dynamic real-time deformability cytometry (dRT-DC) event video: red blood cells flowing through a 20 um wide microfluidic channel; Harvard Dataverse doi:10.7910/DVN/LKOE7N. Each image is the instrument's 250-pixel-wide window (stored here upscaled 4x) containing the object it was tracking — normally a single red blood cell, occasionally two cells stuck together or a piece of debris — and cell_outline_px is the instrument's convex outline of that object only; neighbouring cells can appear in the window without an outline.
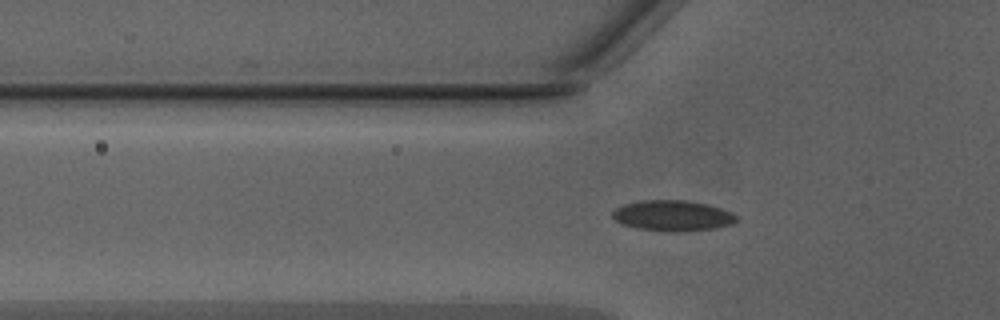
{"species": "Egyptian fruit bat (a non-hibernating species)", "species_latin": "Rousettus aegyptiacus", "temperature_condition": "warm", "stored_images_in_passage": 18, "camera_frame_rate_fps": 3000, "um_per_image_px": 0.085, "animal": {"sex": "male"}, "frame": {"image": 1, "passage_image": 15, "time_ms": 4.667, "image_size_px": [1000, 320], "cell_outline_px": [[740, 220], [736, 224], [716, 228], [684, 232], [668, 232], [636, 228], [624, 224], [616, 220], [612, 216], [612, 212], [616, 208], [624, 204], [640, 200], [688, 200], [708, 204], [732, 212]], "centroid_in_image_um": [57.24, 18.34], "position_along_channel_um": 68.6, "area_um2": 22.54}}